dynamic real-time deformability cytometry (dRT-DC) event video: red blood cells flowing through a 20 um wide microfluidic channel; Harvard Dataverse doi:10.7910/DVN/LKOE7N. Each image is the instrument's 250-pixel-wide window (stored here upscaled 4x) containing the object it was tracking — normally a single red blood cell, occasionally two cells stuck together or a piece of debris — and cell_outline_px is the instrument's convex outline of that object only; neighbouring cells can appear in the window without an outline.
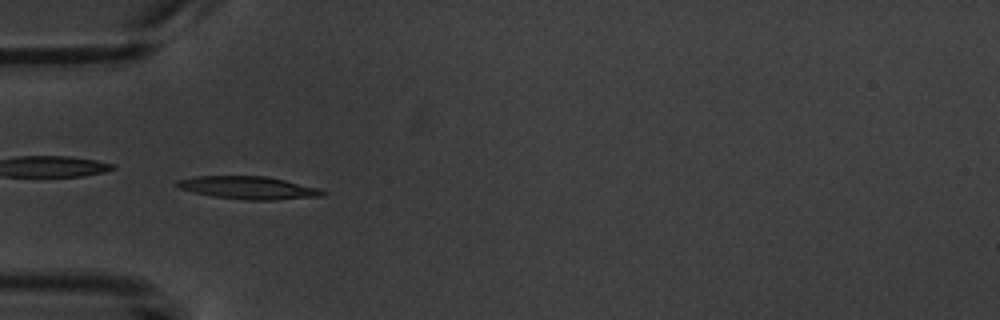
{"species": "common noctule bat (a hibernating species)", "species_latin": "Nyctalus noctula", "temperature_condition": "warm", "stored_images_in_passage": 6, "camera_frame_rate_fps": 3000, "um_per_image_px": 0.085, "animal": {"sex": "male", "body_mass_g": 20.1, "forearm_length_mm": 53.5}, "frame": {"image": 1, "passage_image": 5, "time_ms": 6.333, "image_size_px": [1000, 320], "cell_outline_px": [[328, 192], [324, 196], [272, 200], [244, 200], [212, 196], [180, 188], [176, 184], [176, 180], [192, 176], [264, 176], [284, 180], [320, 188]], "centroid_in_image_um": [21.15, 15.96], "position_along_channel_um": 63.9, "area_um2": 19.31}}